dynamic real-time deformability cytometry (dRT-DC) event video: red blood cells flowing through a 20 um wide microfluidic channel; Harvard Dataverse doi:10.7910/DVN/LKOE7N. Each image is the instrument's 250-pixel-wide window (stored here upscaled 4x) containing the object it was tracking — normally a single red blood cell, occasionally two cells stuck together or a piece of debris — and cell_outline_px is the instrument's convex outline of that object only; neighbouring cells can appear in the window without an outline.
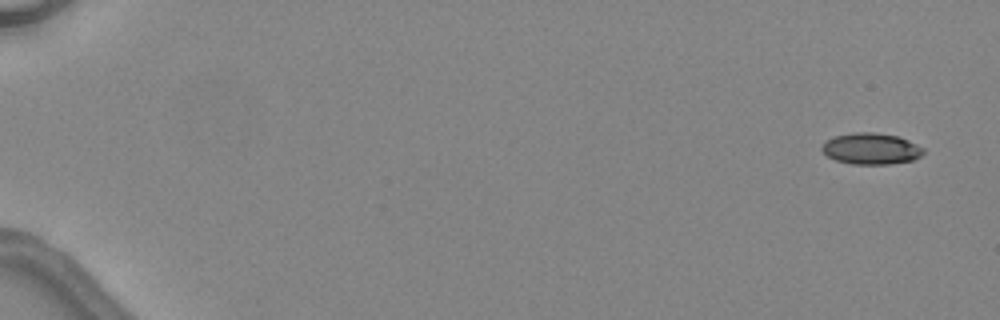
{"species": "common noctule bat (a hibernating species)", "species_latin": "Nyctalus noctula", "temperature_condition": "warm", "stored_images_in_passage": 5, "camera_frame_rate_fps": 3000, "um_per_image_px": 0.085, "animal": {"sex": "female", "body_mass_g": 24.6, "forearm_length_mm": 56.2}, "frame": {"image": 1, "passage_image": 1, "time_ms": 0.0, "image_size_px": [1000, 320], "cell_outline_px": [[924, 152], [920, 156], [912, 160], [888, 164], [852, 164], [836, 160], [828, 156], [820, 148], [828, 140], [836, 136], [852, 132], [876, 132], [896, 136], [908, 140], [924, 148]], "centroid_in_image_um": [74.05, 12.63], "position_along_channel_um": 10.9, "area_um2": 18.32}}
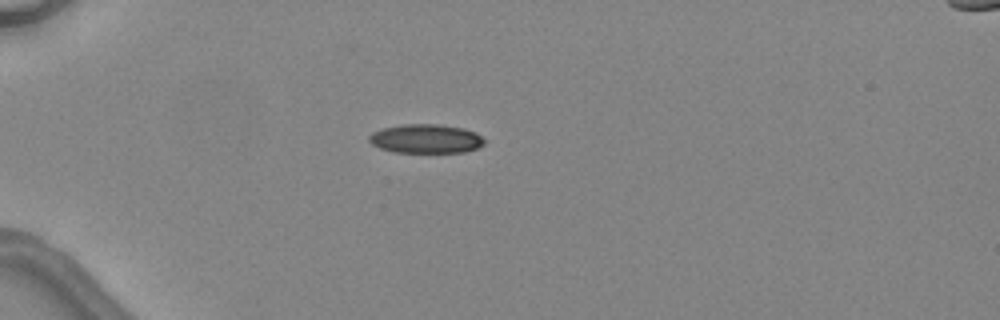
{"frame": {"image": 2, "passage_image": 4, "time_ms": 4.333, "image_size_px": [1000, 320], "cell_outline_px": [[488, 140], [484, 144], [476, 148], [464, 152], [392, 152], [380, 148], [372, 144], [368, 140], [368, 136], [372, 132], [384, 128], [404, 124], [440, 124], [464, 128], [476, 132]], "centroid_in_image_um": [36.23, 11.79], "position_along_channel_um": 48.8, "area_um2": 19.65}}